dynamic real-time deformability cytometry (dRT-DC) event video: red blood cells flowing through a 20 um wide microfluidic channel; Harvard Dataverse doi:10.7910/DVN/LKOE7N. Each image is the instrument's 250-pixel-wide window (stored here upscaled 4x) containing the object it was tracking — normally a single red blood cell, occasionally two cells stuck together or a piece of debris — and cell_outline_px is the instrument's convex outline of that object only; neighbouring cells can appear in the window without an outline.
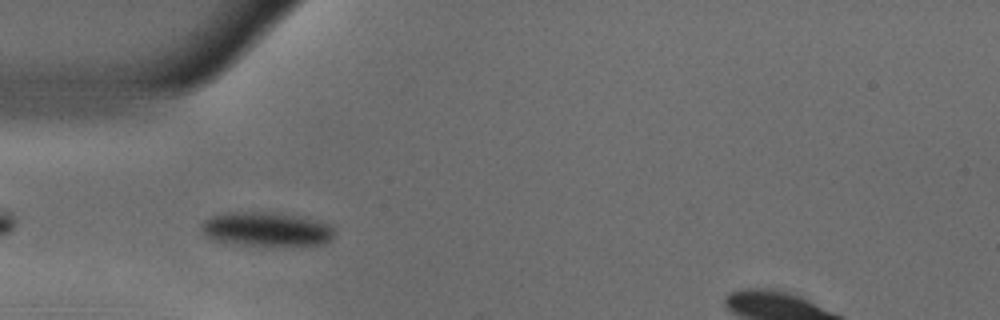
{"species": "common noctule bat (a hibernating species)", "species_latin": "Nyctalus noctula", "temperature_condition": "warm", "stored_images_in_passage": 37, "camera_frame_rate_fps": 3000, "um_per_image_px": 0.085, "animal": {"sex": "male", "body_mass_g": 18.8}, "frame": {"image": 1, "passage_image": 3, "time_ms": 0.667, "image_size_px": [1000, 320], "cell_outline_px": [[336, 232], [332, 240], [324, 244], [232, 244], [212, 240], [204, 236], [200, 228], [200, 224], [204, 220], [220, 212], [280, 212], [332, 224]], "centroid_in_image_um": [22.61, 19.45], "position_along_channel_um": 62.4, "area_um2": 26.65}}
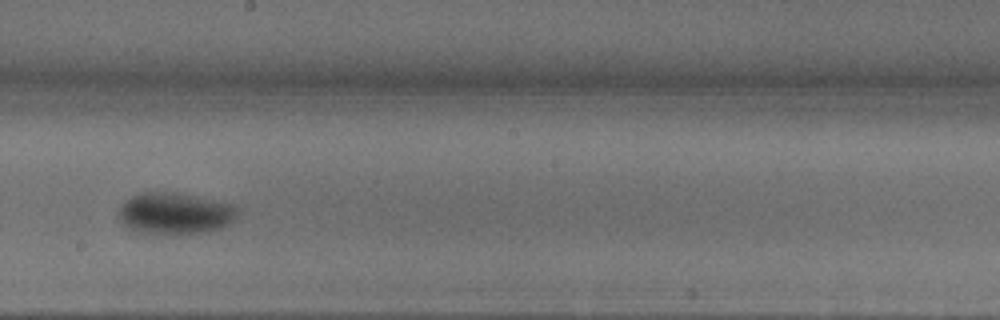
{"frame": {"image": 2, "passage_image": 17, "time_ms": 5.333, "image_size_px": [1000, 320], "cell_outline_px": [[236, 216], [228, 224], [220, 228], [208, 232], [136, 232], [128, 228], [120, 220], [116, 212], [120, 204], [132, 196], [140, 192], [180, 192], [236, 204]], "centroid_in_image_um": [14.84, 18.09], "position_along_channel_um": 233.4, "area_um2": 28.73}}
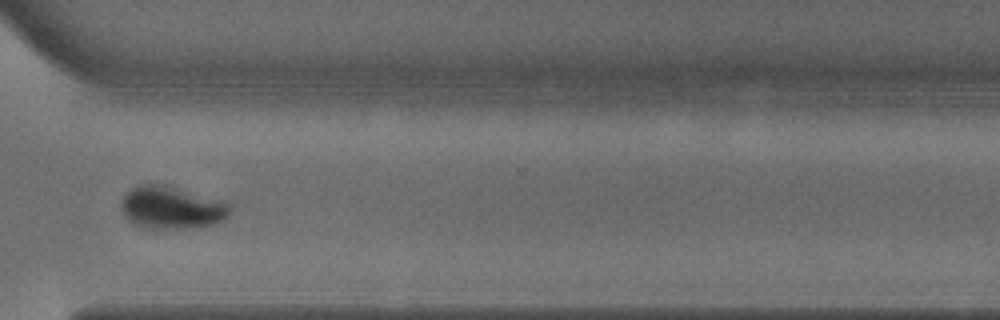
{"frame": {"image": 3, "passage_image": 27, "time_ms": 8.667, "image_size_px": [1000, 320], "cell_outline_px": [[228, 216], [224, 220], [216, 224], [196, 228], [140, 228], [128, 220], [124, 216], [120, 204], [124, 196], [132, 188], [140, 184], [164, 184], [228, 200]], "centroid_in_image_um": [14.62, 17.64], "position_along_channel_um": 356.0, "area_um2": 27.51}, "authors_computed_cell_mechanics": {"area_um2": 27.5128, "velocity_mm_per_s": 3.6791, "shape_relaxation_time_tau1_ms": 5.1544, "shape_relaxation_time_tau2_ms": null, "deformation_change_tau1": 0.1675, "deformation_change_tau2": null}}